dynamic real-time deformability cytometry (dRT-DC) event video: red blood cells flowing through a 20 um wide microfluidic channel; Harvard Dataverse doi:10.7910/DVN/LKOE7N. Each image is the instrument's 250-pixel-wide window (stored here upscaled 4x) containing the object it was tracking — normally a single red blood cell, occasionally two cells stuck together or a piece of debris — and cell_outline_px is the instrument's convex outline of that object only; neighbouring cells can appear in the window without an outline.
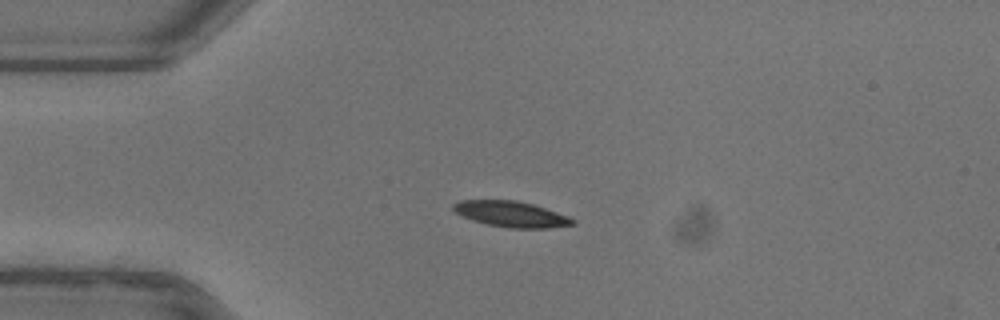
{"species": "common noctule bat (a hibernating species)", "species_latin": "Nyctalus noctula", "temperature_condition": "warm", "stored_images_in_passage": 53, "camera_frame_rate_fps": 3000, "um_per_image_px": 0.085, "animal": {"sex": "female"}, "frame": {"image": 1, "passage_image": 13, "time_ms": 4.0, "image_size_px": [1000, 320], "cell_outline_px": [[576, 224], [548, 228], [508, 228], [488, 224], [472, 220], [456, 212], [452, 208], [452, 204], [460, 200], [516, 200], [532, 204], [568, 216], [576, 220]], "centroid_in_image_um": [43.45, 18.2], "position_along_channel_um": 41.5, "area_um2": 17.8}}
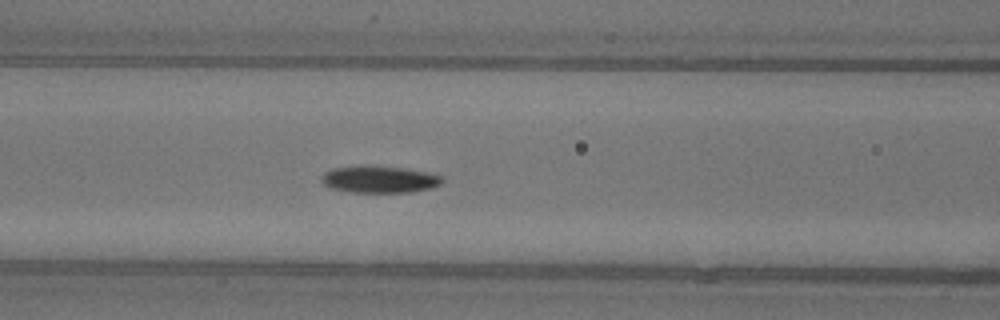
{"frame": {"image": 2, "passage_image": 22, "time_ms": 7.0, "image_size_px": [1000, 320], "cell_outline_px": [[444, 180], [440, 184], [432, 188], [412, 192], [352, 192], [332, 188], [324, 184], [320, 180], [320, 176], [324, 172], [332, 168], [364, 164], [368, 164], [404, 168], [428, 172], [440, 176]], "centroid_in_image_um": [32.22, 15.22], "position_along_channel_um": 134.4, "area_um2": 19.31}}
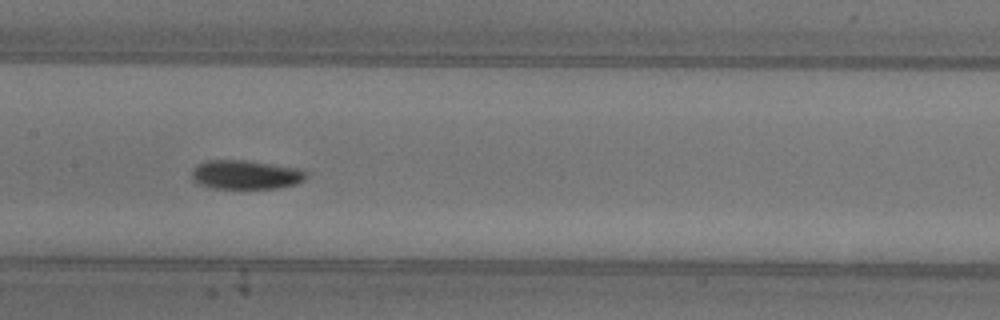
{"frame": {"image": 3, "passage_image": 26, "time_ms": 8.333, "image_size_px": [1000, 320], "cell_outline_px": [[308, 176], [304, 180], [296, 184], [280, 188], [212, 188], [200, 184], [192, 180], [192, 172], [196, 164], [208, 160], [244, 160], [304, 168]], "centroid_in_image_um": [20.93, 14.84], "position_along_channel_um": 186.5, "area_um2": 19.59}, "authors_computed_cell_mechanics": {"area_um2": 18.0914, "velocity_mm_per_s": 3.9208, "shape_relaxation_time_tau1_ms": 2.8305, "shape_relaxation_time_tau2_ms": null, "deformation_change_tau1": 0.1211, "deformation_change_tau2": null}}